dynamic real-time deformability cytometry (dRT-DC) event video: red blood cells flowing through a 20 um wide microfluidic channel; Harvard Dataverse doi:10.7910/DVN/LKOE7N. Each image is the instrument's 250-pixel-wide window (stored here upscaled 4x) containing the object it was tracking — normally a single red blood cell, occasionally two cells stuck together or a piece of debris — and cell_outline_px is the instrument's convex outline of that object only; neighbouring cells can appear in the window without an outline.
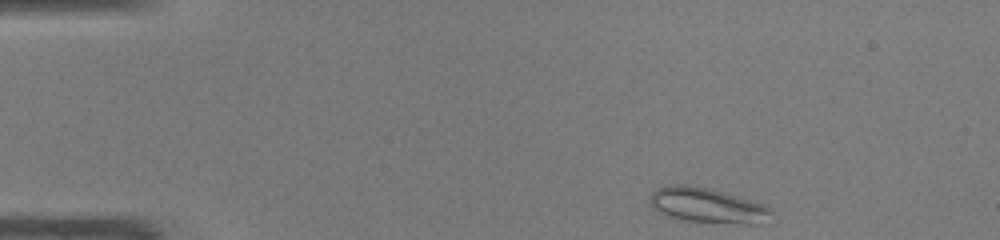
{"species": "common noctule bat (a hibernating species)", "species_latin": "Nyctalus noctula", "temperature_condition": "warm", "stored_images_in_passage": 42, "camera_frame_rate_fps": 3000, "um_per_image_px": 0.085, "animal": {"sex": "male", "body_mass_g": 19.0, "forearm_length_mm": 50.8}, "frame": {"image": 1, "passage_image": 1, "time_ms": 0.0, "image_size_px": [1000, 240], "cell_outline_px": [[776, 212], [760, 224], [744, 224], [680, 220], [668, 216], [652, 208], [648, 204], [648, 200], [652, 192], [656, 188], [668, 184], [688, 184], [712, 188], [764, 204], [772, 208]], "centroid_in_image_um": [60.11, 17.44], "position_along_channel_um": 24.9, "area_um2": 25.37}}
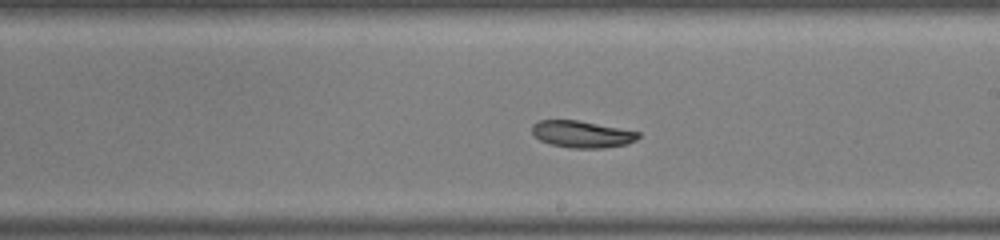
{"frame": {"image": 2, "passage_image": 22, "time_ms": 7.0, "image_size_px": [1000, 240], "cell_outline_px": [[640, 136], [636, 140], [628, 144], [604, 148], [572, 148], [548, 144], [540, 140], [532, 132], [532, 124], [540, 120], [576, 120], [640, 132]], "centroid_in_image_um": [49.46, 11.42], "position_along_channel_um": 239.5, "area_um2": 16.59}}
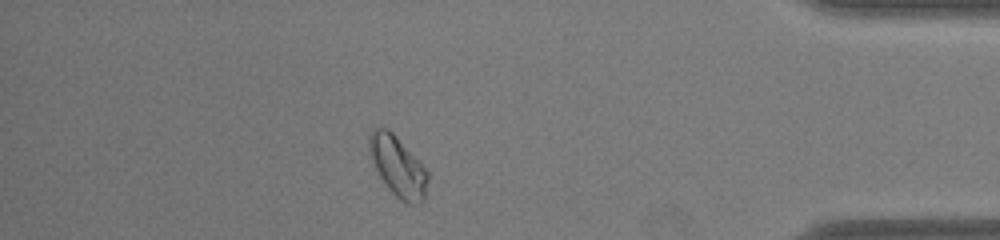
{"frame": {"image": 3, "passage_image": 36, "time_ms": 11.667, "image_size_px": [1000, 240], "cell_outline_px": [[428, 180], [424, 200], [420, 204], [408, 204], [400, 200], [388, 188], [372, 164], [368, 152], [368, 136], [376, 128], [388, 128], [396, 136], [428, 172]], "centroid_in_image_um": [33.79, 14.16], "position_along_channel_um": 401.4, "area_um2": 20.46}, "authors_computed_cell_mechanics": {"area_um2": 18.6694, "velocity_mm_per_s": 4.2095, "shape_relaxation_time_tau1_ms": 5.9237, "shape_relaxation_time_tau2_ms": null, "deformation_change_tau1": 0.1379, "deformation_change_tau2": null}}